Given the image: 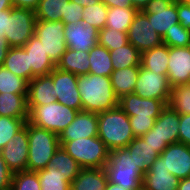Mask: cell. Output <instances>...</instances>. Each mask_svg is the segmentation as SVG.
<instances>
[{
	"label": "cell",
	"mask_w": 190,
	"mask_h": 190,
	"mask_svg": "<svg viewBox=\"0 0 190 190\" xmlns=\"http://www.w3.org/2000/svg\"><path fill=\"white\" fill-rule=\"evenodd\" d=\"M137 13L138 10L134 7L108 8L105 27L127 33Z\"/></svg>",
	"instance_id": "33"
},
{
	"label": "cell",
	"mask_w": 190,
	"mask_h": 190,
	"mask_svg": "<svg viewBox=\"0 0 190 190\" xmlns=\"http://www.w3.org/2000/svg\"><path fill=\"white\" fill-rule=\"evenodd\" d=\"M177 14L179 23L184 28L190 30V5L177 0Z\"/></svg>",
	"instance_id": "47"
},
{
	"label": "cell",
	"mask_w": 190,
	"mask_h": 190,
	"mask_svg": "<svg viewBox=\"0 0 190 190\" xmlns=\"http://www.w3.org/2000/svg\"><path fill=\"white\" fill-rule=\"evenodd\" d=\"M177 190H190V177H186L179 181Z\"/></svg>",
	"instance_id": "53"
},
{
	"label": "cell",
	"mask_w": 190,
	"mask_h": 190,
	"mask_svg": "<svg viewBox=\"0 0 190 190\" xmlns=\"http://www.w3.org/2000/svg\"><path fill=\"white\" fill-rule=\"evenodd\" d=\"M167 105L179 115L190 114V84L172 86Z\"/></svg>",
	"instance_id": "36"
},
{
	"label": "cell",
	"mask_w": 190,
	"mask_h": 190,
	"mask_svg": "<svg viewBox=\"0 0 190 190\" xmlns=\"http://www.w3.org/2000/svg\"><path fill=\"white\" fill-rule=\"evenodd\" d=\"M168 63L169 47L164 43L141 53V66L151 72L167 75Z\"/></svg>",
	"instance_id": "27"
},
{
	"label": "cell",
	"mask_w": 190,
	"mask_h": 190,
	"mask_svg": "<svg viewBox=\"0 0 190 190\" xmlns=\"http://www.w3.org/2000/svg\"><path fill=\"white\" fill-rule=\"evenodd\" d=\"M105 190H126V189H124L123 186L108 181Z\"/></svg>",
	"instance_id": "56"
},
{
	"label": "cell",
	"mask_w": 190,
	"mask_h": 190,
	"mask_svg": "<svg viewBox=\"0 0 190 190\" xmlns=\"http://www.w3.org/2000/svg\"><path fill=\"white\" fill-rule=\"evenodd\" d=\"M178 142L190 146V114L180 115Z\"/></svg>",
	"instance_id": "45"
},
{
	"label": "cell",
	"mask_w": 190,
	"mask_h": 190,
	"mask_svg": "<svg viewBox=\"0 0 190 190\" xmlns=\"http://www.w3.org/2000/svg\"><path fill=\"white\" fill-rule=\"evenodd\" d=\"M70 0H40L35 11L36 19L43 21H61L65 15L66 3Z\"/></svg>",
	"instance_id": "34"
},
{
	"label": "cell",
	"mask_w": 190,
	"mask_h": 190,
	"mask_svg": "<svg viewBox=\"0 0 190 190\" xmlns=\"http://www.w3.org/2000/svg\"><path fill=\"white\" fill-rule=\"evenodd\" d=\"M83 10L84 7L78 3L68 1L66 3L65 15H63L61 21L64 24L77 23L83 19Z\"/></svg>",
	"instance_id": "43"
},
{
	"label": "cell",
	"mask_w": 190,
	"mask_h": 190,
	"mask_svg": "<svg viewBox=\"0 0 190 190\" xmlns=\"http://www.w3.org/2000/svg\"><path fill=\"white\" fill-rule=\"evenodd\" d=\"M74 3H78L79 5L85 7L87 5H94L98 2H101L102 0H70Z\"/></svg>",
	"instance_id": "54"
},
{
	"label": "cell",
	"mask_w": 190,
	"mask_h": 190,
	"mask_svg": "<svg viewBox=\"0 0 190 190\" xmlns=\"http://www.w3.org/2000/svg\"><path fill=\"white\" fill-rule=\"evenodd\" d=\"M10 15V9L0 11V36L6 33L7 16Z\"/></svg>",
	"instance_id": "51"
},
{
	"label": "cell",
	"mask_w": 190,
	"mask_h": 190,
	"mask_svg": "<svg viewBox=\"0 0 190 190\" xmlns=\"http://www.w3.org/2000/svg\"><path fill=\"white\" fill-rule=\"evenodd\" d=\"M102 2L108 7H133L130 0H102Z\"/></svg>",
	"instance_id": "49"
},
{
	"label": "cell",
	"mask_w": 190,
	"mask_h": 190,
	"mask_svg": "<svg viewBox=\"0 0 190 190\" xmlns=\"http://www.w3.org/2000/svg\"><path fill=\"white\" fill-rule=\"evenodd\" d=\"M46 168H57L70 183L81 170L80 165L61 146L52 156Z\"/></svg>",
	"instance_id": "31"
},
{
	"label": "cell",
	"mask_w": 190,
	"mask_h": 190,
	"mask_svg": "<svg viewBox=\"0 0 190 190\" xmlns=\"http://www.w3.org/2000/svg\"><path fill=\"white\" fill-rule=\"evenodd\" d=\"M180 115L168 105L157 117L154 126L158 135L169 144L178 143Z\"/></svg>",
	"instance_id": "22"
},
{
	"label": "cell",
	"mask_w": 190,
	"mask_h": 190,
	"mask_svg": "<svg viewBox=\"0 0 190 190\" xmlns=\"http://www.w3.org/2000/svg\"><path fill=\"white\" fill-rule=\"evenodd\" d=\"M108 183L104 168H81L70 183V190H105Z\"/></svg>",
	"instance_id": "23"
},
{
	"label": "cell",
	"mask_w": 190,
	"mask_h": 190,
	"mask_svg": "<svg viewBox=\"0 0 190 190\" xmlns=\"http://www.w3.org/2000/svg\"><path fill=\"white\" fill-rule=\"evenodd\" d=\"M128 43L127 33L104 27L98 31V44L108 50L119 49Z\"/></svg>",
	"instance_id": "39"
},
{
	"label": "cell",
	"mask_w": 190,
	"mask_h": 190,
	"mask_svg": "<svg viewBox=\"0 0 190 190\" xmlns=\"http://www.w3.org/2000/svg\"><path fill=\"white\" fill-rule=\"evenodd\" d=\"M13 7L11 0H0V11L11 9Z\"/></svg>",
	"instance_id": "55"
},
{
	"label": "cell",
	"mask_w": 190,
	"mask_h": 190,
	"mask_svg": "<svg viewBox=\"0 0 190 190\" xmlns=\"http://www.w3.org/2000/svg\"><path fill=\"white\" fill-rule=\"evenodd\" d=\"M142 12L162 38L179 23L177 0H150Z\"/></svg>",
	"instance_id": "10"
},
{
	"label": "cell",
	"mask_w": 190,
	"mask_h": 190,
	"mask_svg": "<svg viewBox=\"0 0 190 190\" xmlns=\"http://www.w3.org/2000/svg\"><path fill=\"white\" fill-rule=\"evenodd\" d=\"M139 70L140 67H127L112 72L111 84L118 98L134 92Z\"/></svg>",
	"instance_id": "29"
},
{
	"label": "cell",
	"mask_w": 190,
	"mask_h": 190,
	"mask_svg": "<svg viewBox=\"0 0 190 190\" xmlns=\"http://www.w3.org/2000/svg\"><path fill=\"white\" fill-rule=\"evenodd\" d=\"M104 169L109 182L126 190H142L144 174L136 166L128 147L112 150Z\"/></svg>",
	"instance_id": "4"
},
{
	"label": "cell",
	"mask_w": 190,
	"mask_h": 190,
	"mask_svg": "<svg viewBox=\"0 0 190 190\" xmlns=\"http://www.w3.org/2000/svg\"><path fill=\"white\" fill-rule=\"evenodd\" d=\"M167 76L171 86L190 82V46L169 47Z\"/></svg>",
	"instance_id": "18"
},
{
	"label": "cell",
	"mask_w": 190,
	"mask_h": 190,
	"mask_svg": "<svg viewBox=\"0 0 190 190\" xmlns=\"http://www.w3.org/2000/svg\"><path fill=\"white\" fill-rule=\"evenodd\" d=\"M36 21L34 11L12 7L4 34L9 47H23L34 35Z\"/></svg>",
	"instance_id": "8"
},
{
	"label": "cell",
	"mask_w": 190,
	"mask_h": 190,
	"mask_svg": "<svg viewBox=\"0 0 190 190\" xmlns=\"http://www.w3.org/2000/svg\"><path fill=\"white\" fill-rule=\"evenodd\" d=\"M128 42L141 53L160 46L162 37L150 24L148 17L142 11H138L127 32Z\"/></svg>",
	"instance_id": "14"
},
{
	"label": "cell",
	"mask_w": 190,
	"mask_h": 190,
	"mask_svg": "<svg viewBox=\"0 0 190 190\" xmlns=\"http://www.w3.org/2000/svg\"><path fill=\"white\" fill-rule=\"evenodd\" d=\"M13 172L8 168L0 153V190H10Z\"/></svg>",
	"instance_id": "46"
},
{
	"label": "cell",
	"mask_w": 190,
	"mask_h": 190,
	"mask_svg": "<svg viewBox=\"0 0 190 190\" xmlns=\"http://www.w3.org/2000/svg\"><path fill=\"white\" fill-rule=\"evenodd\" d=\"M28 122L54 132L58 136L75 119L78 110L67 107L60 102L41 106H28Z\"/></svg>",
	"instance_id": "7"
},
{
	"label": "cell",
	"mask_w": 190,
	"mask_h": 190,
	"mask_svg": "<svg viewBox=\"0 0 190 190\" xmlns=\"http://www.w3.org/2000/svg\"><path fill=\"white\" fill-rule=\"evenodd\" d=\"M82 22L100 31L106 25L108 7L101 1L94 5H87L83 10Z\"/></svg>",
	"instance_id": "38"
},
{
	"label": "cell",
	"mask_w": 190,
	"mask_h": 190,
	"mask_svg": "<svg viewBox=\"0 0 190 190\" xmlns=\"http://www.w3.org/2000/svg\"><path fill=\"white\" fill-rule=\"evenodd\" d=\"M54 84L50 75L34 77L28 83V106H41L57 102L54 97Z\"/></svg>",
	"instance_id": "21"
},
{
	"label": "cell",
	"mask_w": 190,
	"mask_h": 190,
	"mask_svg": "<svg viewBox=\"0 0 190 190\" xmlns=\"http://www.w3.org/2000/svg\"><path fill=\"white\" fill-rule=\"evenodd\" d=\"M179 1L182 2V3L190 5V0H179Z\"/></svg>",
	"instance_id": "57"
},
{
	"label": "cell",
	"mask_w": 190,
	"mask_h": 190,
	"mask_svg": "<svg viewBox=\"0 0 190 190\" xmlns=\"http://www.w3.org/2000/svg\"><path fill=\"white\" fill-rule=\"evenodd\" d=\"M89 74L111 77L114 71L110 51L98 43L89 51Z\"/></svg>",
	"instance_id": "30"
},
{
	"label": "cell",
	"mask_w": 190,
	"mask_h": 190,
	"mask_svg": "<svg viewBox=\"0 0 190 190\" xmlns=\"http://www.w3.org/2000/svg\"><path fill=\"white\" fill-rule=\"evenodd\" d=\"M96 136H98V114L82 110L58 137L61 146L66 141Z\"/></svg>",
	"instance_id": "15"
},
{
	"label": "cell",
	"mask_w": 190,
	"mask_h": 190,
	"mask_svg": "<svg viewBox=\"0 0 190 190\" xmlns=\"http://www.w3.org/2000/svg\"><path fill=\"white\" fill-rule=\"evenodd\" d=\"M28 118H12L0 116V150L14 137Z\"/></svg>",
	"instance_id": "40"
},
{
	"label": "cell",
	"mask_w": 190,
	"mask_h": 190,
	"mask_svg": "<svg viewBox=\"0 0 190 190\" xmlns=\"http://www.w3.org/2000/svg\"><path fill=\"white\" fill-rule=\"evenodd\" d=\"M109 51L114 70H121L127 67H140L141 65V52L129 42L119 49Z\"/></svg>",
	"instance_id": "32"
},
{
	"label": "cell",
	"mask_w": 190,
	"mask_h": 190,
	"mask_svg": "<svg viewBox=\"0 0 190 190\" xmlns=\"http://www.w3.org/2000/svg\"><path fill=\"white\" fill-rule=\"evenodd\" d=\"M0 93L28 94V82L0 65Z\"/></svg>",
	"instance_id": "37"
},
{
	"label": "cell",
	"mask_w": 190,
	"mask_h": 190,
	"mask_svg": "<svg viewBox=\"0 0 190 190\" xmlns=\"http://www.w3.org/2000/svg\"><path fill=\"white\" fill-rule=\"evenodd\" d=\"M162 42L168 47L190 46V30L184 28L180 23L174 25L162 38Z\"/></svg>",
	"instance_id": "42"
},
{
	"label": "cell",
	"mask_w": 190,
	"mask_h": 190,
	"mask_svg": "<svg viewBox=\"0 0 190 190\" xmlns=\"http://www.w3.org/2000/svg\"><path fill=\"white\" fill-rule=\"evenodd\" d=\"M130 1L135 9H137L138 11H142L150 0H130Z\"/></svg>",
	"instance_id": "52"
},
{
	"label": "cell",
	"mask_w": 190,
	"mask_h": 190,
	"mask_svg": "<svg viewBox=\"0 0 190 190\" xmlns=\"http://www.w3.org/2000/svg\"><path fill=\"white\" fill-rule=\"evenodd\" d=\"M179 181L164 167L159 155L143 176L142 190H177Z\"/></svg>",
	"instance_id": "19"
},
{
	"label": "cell",
	"mask_w": 190,
	"mask_h": 190,
	"mask_svg": "<svg viewBox=\"0 0 190 190\" xmlns=\"http://www.w3.org/2000/svg\"><path fill=\"white\" fill-rule=\"evenodd\" d=\"M98 137L110 152L127 147L135 138L129 116L119 106L98 113Z\"/></svg>",
	"instance_id": "3"
},
{
	"label": "cell",
	"mask_w": 190,
	"mask_h": 190,
	"mask_svg": "<svg viewBox=\"0 0 190 190\" xmlns=\"http://www.w3.org/2000/svg\"><path fill=\"white\" fill-rule=\"evenodd\" d=\"M141 138L151 145L159 154H161L168 146L165 140L158 135L155 126H153L146 134L141 136Z\"/></svg>",
	"instance_id": "44"
},
{
	"label": "cell",
	"mask_w": 190,
	"mask_h": 190,
	"mask_svg": "<svg viewBox=\"0 0 190 190\" xmlns=\"http://www.w3.org/2000/svg\"><path fill=\"white\" fill-rule=\"evenodd\" d=\"M29 154L27 171H38L45 169L60 147L57 134L40 128L28 122Z\"/></svg>",
	"instance_id": "5"
},
{
	"label": "cell",
	"mask_w": 190,
	"mask_h": 190,
	"mask_svg": "<svg viewBox=\"0 0 190 190\" xmlns=\"http://www.w3.org/2000/svg\"><path fill=\"white\" fill-rule=\"evenodd\" d=\"M61 147L81 168H104L108 163L110 151L98 136L66 141Z\"/></svg>",
	"instance_id": "6"
},
{
	"label": "cell",
	"mask_w": 190,
	"mask_h": 190,
	"mask_svg": "<svg viewBox=\"0 0 190 190\" xmlns=\"http://www.w3.org/2000/svg\"><path fill=\"white\" fill-rule=\"evenodd\" d=\"M130 154L139 167V170L145 174L152 163L159 157V153L145 142L141 137H135L128 145Z\"/></svg>",
	"instance_id": "26"
},
{
	"label": "cell",
	"mask_w": 190,
	"mask_h": 190,
	"mask_svg": "<svg viewBox=\"0 0 190 190\" xmlns=\"http://www.w3.org/2000/svg\"><path fill=\"white\" fill-rule=\"evenodd\" d=\"M56 67L71 72L77 76L89 74V52L76 51L67 48Z\"/></svg>",
	"instance_id": "28"
},
{
	"label": "cell",
	"mask_w": 190,
	"mask_h": 190,
	"mask_svg": "<svg viewBox=\"0 0 190 190\" xmlns=\"http://www.w3.org/2000/svg\"><path fill=\"white\" fill-rule=\"evenodd\" d=\"M118 106L129 116L133 135L141 137L154 126L166 104L159 99L141 98L130 93L119 98Z\"/></svg>",
	"instance_id": "2"
},
{
	"label": "cell",
	"mask_w": 190,
	"mask_h": 190,
	"mask_svg": "<svg viewBox=\"0 0 190 190\" xmlns=\"http://www.w3.org/2000/svg\"><path fill=\"white\" fill-rule=\"evenodd\" d=\"M54 84V97L67 107L82 111L81 96L78 90V76L57 67L49 74Z\"/></svg>",
	"instance_id": "12"
},
{
	"label": "cell",
	"mask_w": 190,
	"mask_h": 190,
	"mask_svg": "<svg viewBox=\"0 0 190 190\" xmlns=\"http://www.w3.org/2000/svg\"><path fill=\"white\" fill-rule=\"evenodd\" d=\"M171 84L167 75L151 72L140 65L135 94L141 98L159 99L166 105L169 101Z\"/></svg>",
	"instance_id": "11"
},
{
	"label": "cell",
	"mask_w": 190,
	"mask_h": 190,
	"mask_svg": "<svg viewBox=\"0 0 190 190\" xmlns=\"http://www.w3.org/2000/svg\"><path fill=\"white\" fill-rule=\"evenodd\" d=\"M28 94L0 93V116L28 118Z\"/></svg>",
	"instance_id": "25"
},
{
	"label": "cell",
	"mask_w": 190,
	"mask_h": 190,
	"mask_svg": "<svg viewBox=\"0 0 190 190\" xmlns=\"http://www.w3.org/2000/svg\"><path fill=\"white\" fill-rule=\"evenodd\" d=\"M2 158L13 172L27 171L29 154L28 121L14 137L0 150Z\"/></svg>",
	"instance_id": "13"
},
{
	"label": "cell",
	"mask_w": 190,
	"mask_h": 190,
	"mask_svg": "<svg viewBox=\"0 0 190 190\" xmlns=\"http://www.w3.org/2000/svg\"><path fill=\"white\" fill-rule=\"evenodd\" d=\"M9 48L10 47L8 45L5 35H1L0 36V65H3Z\"/></svg>",
	"instance_id": "50"
},
{
	"label": "cell",
	"mask_w": 190,
	"mask_h": 190,
	"mask_svg": "<svg viewBox=\"0 0 190 190\" xmlns=\"http://www.w3.org/2000/svg\"><path fill=\"white\" fill-rule=\"evenodd\" d=\"M2 66L16 76L25 79L28 83L32 80L29 55L23 47H10Z\"/></svg>",
	"instance_id": "24"
},
{
	"label": "cell",
	"mask_w": 190,
	"mask_h": 190,
	"mask_svg": "<svg viewBox=\"0 0 190 190\" xmlns=\"http://www.w3.org/2000/svg\"><path fill=\"white\" fill-rule=\"evenodd\" d=\"M29 55V67L32 69V79L37 76L49 75L56 64L45 53L42 42L33 35L23 46Z\"/></svg>",
	"instance_id": "20"
},
{
	"label": "cell",
	"mask_w": 190,
	"mask_h": 190,
	"mask_svg": "<svg viewBox=\"0 0 190 190\" xmlns=\"http://www.w3.org/2000/svg\"><path fill=\"white\" fill-rule=\"evenodd\" d=\"M164 167L178 179L190 177V146L183 143L169 144L160 154Z\"/></svg>",
	"instance_id": "17"
},
{
	"label": "cell",
	"mask_w": 190,
	"mask_h": 190,
	"mask_svg": "<svg viewBox=\"0 0 190 190\" xmlns=\"http://www.w3.org/2000/svg\"><path fill=\"white\" fill-rule=\"evenodd\" d=\"M65 43L67 48L89 52L98 43V30L82 21L65 24Z\"/></svg>",
	"instance_id": "16"
},
{
	"label": "cell",
	"mask_w": 190,
	"mask_h": 190,
	"mask_svg": "<svg viewBox=\"0 0 190 190\" xmlns=\"http://www.w3.org/2000/svg\"><path fill=\"white\" fill-rule=\"evenodd\" d=\"M10 190H41L37 172L19 171L13 173Z\"/></svg>",
	"instance_id": "41"
},
{
	"label": "cell",
	"mask_w": 190,
	"mask_h": 190,
	"mask_svg": "<svg viewBox=\"0 0 190 190\" xmlns=\"http://www.w3.org/2000/svg\"><path fill=\"white\" fill-rule=\"evenodd\" d=\"M13 7L36 11L40 0H11Z\"/></svg>",
	"instance_id": "48"
},
{
	"label": "cell",
	"mask_w": 190,
	"mask_h": 190,
	"mask_svg": "<svg viewBox=\"0 0 190 190\" xmlns=\"http://www.w3.org/2000/svg\"><path fill=\"white\" fill-rule=\"evenodd\" d=\"M36 172L41 190H70V182L57 168H45Z\"/></svg>",
	"instance_id": "35"
},
{
	"label": "cell",
	"mask_w": 190,
	"mask_h": 190,
	"mask_svg": "<svg viewBox=\"0 0 190 190\" xmlns=\"http://www.w3.org/2000/svg\"><path fill=\"white\" fill-rule=\"evenodd\" d=\"M77 86L83 111L98 114L118 106L119 98L114 93L110 77L79 75Z\"/></svg>",
	"instance_id": "1"
},
{
	"label": "cell",
	"mask_w": 190,
	"mask_h": 190,
	"mask_svg": "<svg viewBox=\"0 0 190 190\" xmlns=\"http://www.w3.org/2000/svg\"><path fill=\"white\" fill-rule=\"evenodd\" d=\"M62 21L37 20L34 35L42 42L45 53L57 65L67 50Z\"/></svg>",
	"instance_id": "9"
}]
</instances>
